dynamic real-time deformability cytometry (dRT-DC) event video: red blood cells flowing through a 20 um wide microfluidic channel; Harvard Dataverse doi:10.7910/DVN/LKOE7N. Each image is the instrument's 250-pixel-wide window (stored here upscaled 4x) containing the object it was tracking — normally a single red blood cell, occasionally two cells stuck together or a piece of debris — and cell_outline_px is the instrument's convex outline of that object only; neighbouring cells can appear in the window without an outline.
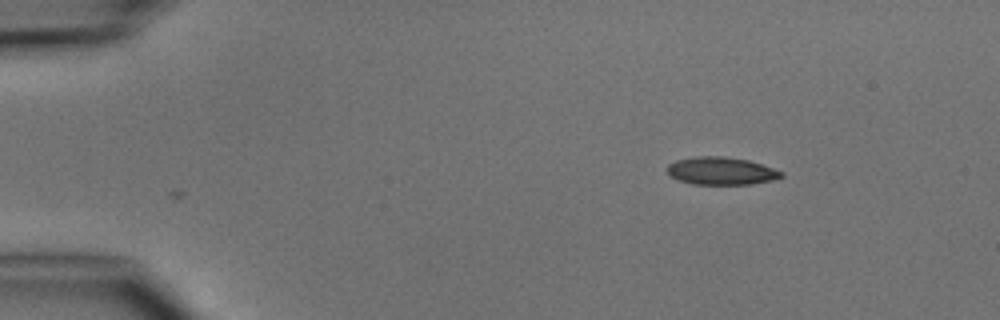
{"species": "common noctule bat (a hibernating species)", "species_latin": "Nyctalus noctula", "temperature_condition": "cold", "stored_images_in_passage": 2, "camera_frame_rate_fps": 3000, "um_per_image_px": 0.085, "animal": {"sex": "male", "body_mass_g": 15.6}, "frame": {"image": 1, "passage_image": 2, "time_ms": 1.333, "image_size_px": [1000, 320], "cell_outline_px": [[784, 176], [772, 180], [752, 184], [692, 184], [680, 180], [672, 176], [664, 168], [668, 164], [676, 160], [696, 156], [724, 156], [748, 160], [784, 172]], "centroid_in_image_um": [61.29, 14.52], "position_along_channel_um": 23.7, "area_um2": 18.38}}